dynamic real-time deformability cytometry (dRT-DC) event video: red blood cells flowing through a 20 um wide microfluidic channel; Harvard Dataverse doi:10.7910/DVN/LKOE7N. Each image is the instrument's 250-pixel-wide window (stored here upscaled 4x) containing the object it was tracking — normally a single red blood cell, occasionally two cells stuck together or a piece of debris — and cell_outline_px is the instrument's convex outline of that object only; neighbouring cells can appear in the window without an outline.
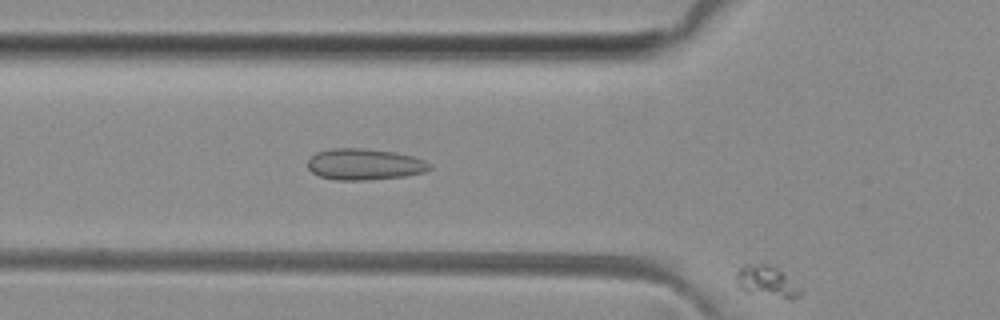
{"species": "common noctule bat (a hibernating species)", "species_latin": "Nyctalus noctula", "temperature_condition": "room temperature", "stored_images_in_passage": 11, "camera_frame_rate_fps": 3000, "um_per_image_px": 0.085, "animal": {"sex": "female", "body_mass_g": 29.2, "forearm_length_mm": 56.3}, "frame": {"image": 1, "passage_image": 11, "time_ms": 3.333, "image_size_px": [1000, 320], "cell_outline_px": [[804, 292], [800, 296], [792, 300], [748, 292], [740, 288], [736, 284], [736, 272], [744, 264], [768, 264], [776, 268], [804, 288]], "centroid_in_image_um": [65.23, 23.95], "position_along_channel_um": 60.6, "area_um2": 11.96}}